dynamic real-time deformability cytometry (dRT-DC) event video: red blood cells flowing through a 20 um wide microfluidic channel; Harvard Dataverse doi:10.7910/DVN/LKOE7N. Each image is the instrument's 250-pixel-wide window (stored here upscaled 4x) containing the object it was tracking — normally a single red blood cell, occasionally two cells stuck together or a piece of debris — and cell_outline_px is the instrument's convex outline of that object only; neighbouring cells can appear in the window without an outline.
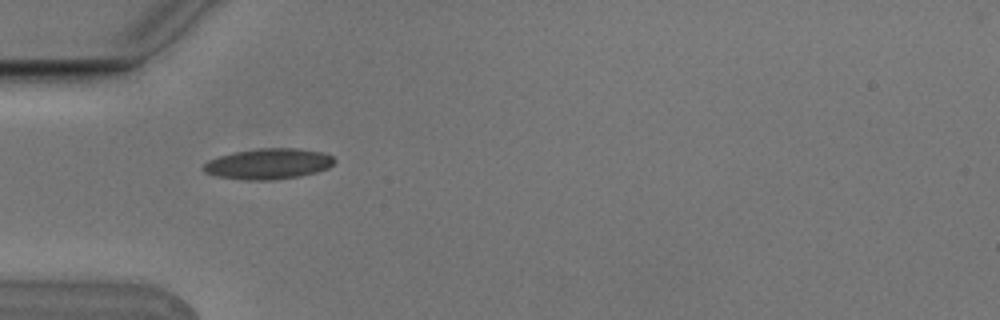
{"species": "Egyptian fruit bat (a non-hibernating species)", "species_latin": "Rousettus aegyptiacus", "temperature_condition": "cold", "stored_images_in_passage": 3, "camera_frame_rate_fps": 3000, "um_per_image_px": 0.085, "animal": {"sex": "male"}, "frame": {"image": 1, "passage_image": 2, "time_ms": 0.333, "image_size_px": [1000, 320], "cell_outline_px": [[336, 164], [328, 168], [316, 172], [300, 176], [272, 180], [244, 180], [216, 176], [204, 172], [200, 168], [208, 160], [232, 152], [260, 148], [296, 148], [324, 152], [332, 156], [336, 160]], "centroid_in_image_um": [22.82, 13.92], "position_along_channel_um": 62.2, "area_um2": 23.7}}